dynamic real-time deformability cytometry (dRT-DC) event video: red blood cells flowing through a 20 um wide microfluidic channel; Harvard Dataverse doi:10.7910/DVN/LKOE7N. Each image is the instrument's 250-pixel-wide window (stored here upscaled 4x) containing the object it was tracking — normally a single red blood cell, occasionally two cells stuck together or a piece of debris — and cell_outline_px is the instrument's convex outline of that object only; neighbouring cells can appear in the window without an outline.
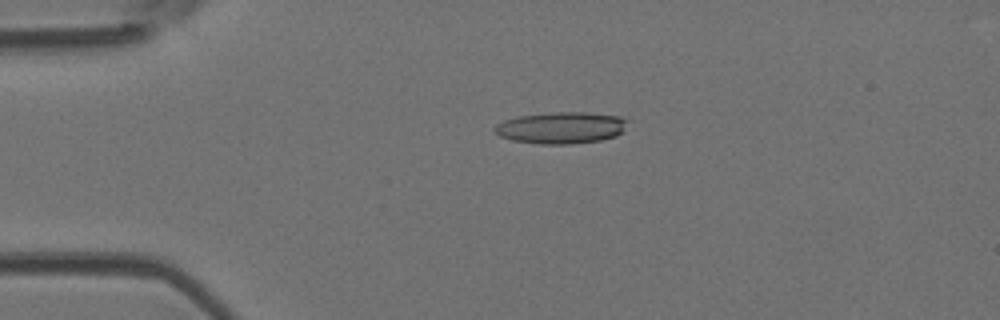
{"species": "Egyptian fruit bat (a non-hibernating species)", "species_latin": "Rousettus aegyptiacus", "temperature_condition": "room temperature", "stored_images_in_passage": 3, "camera_frame_rate_fps": 3000, "um_per_image_px": 0.085, "animal": {"sex": "female"}, "frame": {"image": 1, "passage_image": 2, "time_ms": 0.333, "image_size_px": [1000, 320], "cell_outline_px": [[628, 120], [620, 132], [616, 136], [600, 140], [572, 144], [540, 144], [512, 140], [500, 136], [492, 132], [492, 128], [496, 124], [504, 120], [516, 116], [552, 112], [584, 112], [620, 116]], "centroid_in_image_um": [47.63, 10.85], "position_along_channel_um": 37.4, "area_um2": 24.62}}